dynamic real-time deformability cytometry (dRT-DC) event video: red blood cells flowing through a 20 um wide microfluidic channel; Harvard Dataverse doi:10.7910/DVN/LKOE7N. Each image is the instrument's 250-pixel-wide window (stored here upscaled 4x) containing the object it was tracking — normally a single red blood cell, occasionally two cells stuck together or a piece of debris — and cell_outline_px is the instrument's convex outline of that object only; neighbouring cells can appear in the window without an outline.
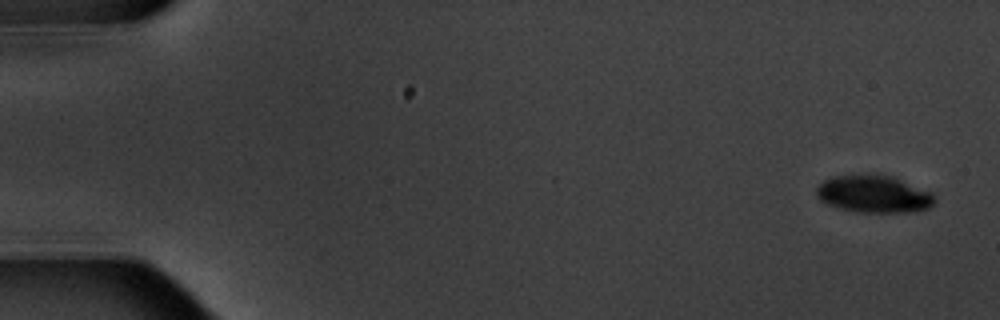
{"species": "common noctule bat (a hibernating species)", "species_latin": "Nyctalus noctula", "temperature_condition": "warm", "stored_images_in_passage": 15, "camera_frame_rate_fps": 3000, "um_per_image_px": 0.085, "animal": {"sex": "male", "body_mass_g": 20.1, "forearm_length_mm": 53.5}, "frame": {"image": 1, "passage_image": 1, "time_ms": 0.0, "image_size_px": [1000, 320], "cell_outline_px": [[936, 200], [928, 208], [912, 212], [856, 212], [840, 208], [828, 204], [820, 200], [816, 196], [816, 188], [824, 180], [832, 176], [872, 172], [892, 176], [932, 192], [936, 196]], "centroid_in_image_um": [74.27, 16.46], "position_along_channel_um": 10.7, "area_um2": 26.24}}
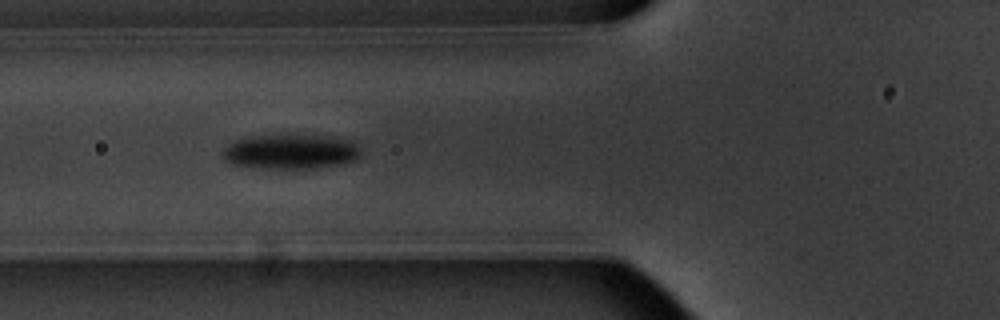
{"frame": {"image": 2, "passage_image": 6, "time_ms": 6.667, "image_size_px": [1000, 320], "cell_outline_px": [[360, 156], [356, 160], [340, 164], [320, 168], [252, 168], [232, 164], [224, 160], [220, 152], [228, 144], [236, 140], [260, 136], [316, 136], [348, 140], [356, 144], [360, 148]], "centroid_in_image_um": [24.67, 12.93], "position_along_channel_um": 101.1, "area_um2": 27.63}}
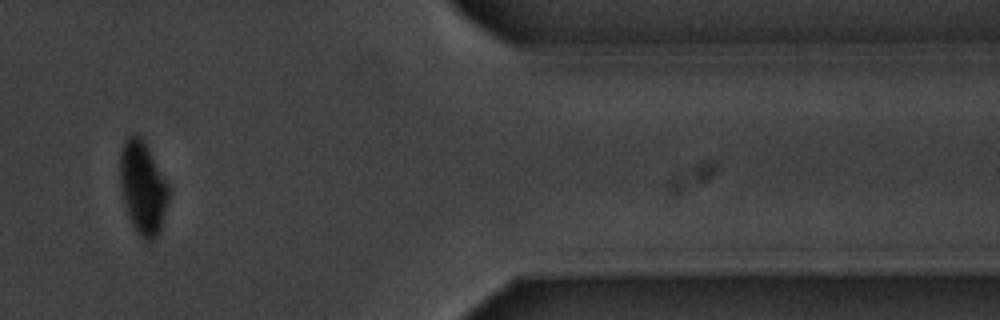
{"frame": {"image": 3, "passage_image": 13, "time_ms": 16.0, "image_size_px": [1000, 320], "cell_outline_px": [[168, 196], [160, 228], [156, 236], [148, 244], [136, 232], [132, 224], [124, 204], [120, 188], [120, 148], [124, 140], [132, 132], [136, 132], [140, 136], [168, 184]], "centroid_in_image_um": [12.09, 15.94], "position_along_channel_um": 399.3, "area_um2": 26.01}, "authors_computed_cell_mechanics": {"area_um2": 27.9174, "velocity_mm_per_s": 3.517, "shape_relaxation_time_tau1_ms": 1.4788, "shape_relaxation_time_tau2_ms": null, "deformation_change_tau1": 0.1179, "deformation_change_tau2": null}}